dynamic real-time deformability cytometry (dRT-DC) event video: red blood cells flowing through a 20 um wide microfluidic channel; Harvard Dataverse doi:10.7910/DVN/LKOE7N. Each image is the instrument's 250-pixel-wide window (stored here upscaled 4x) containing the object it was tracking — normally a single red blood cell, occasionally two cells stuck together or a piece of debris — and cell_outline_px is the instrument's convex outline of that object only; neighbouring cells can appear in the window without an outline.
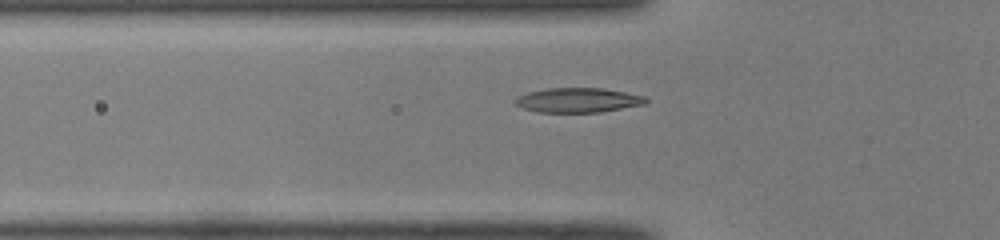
{"species": "common noctule bat (a hibernating species)", "species_latin": "Nyctalus noctula", "temperature_condition": "room temperature", "stored_images_in_passage": 36, "camera_frame_rate_fps": 3000, "um_per_image_px": 0.085, "animal": {"sex": "male", "body_mass_g": 19.0, "forearm_length_mm": 50.8}, "frame": {"image": 1, "passage_image": 9, "time_ms": 2.667, "image_size_px": [1000, 240], "cell_outline_px": [[648, 100], [644, 104], [600, 112], [540, 112], [524, 108], [516, 104], [516, 100], [520, 96], [528, 92], [548, 88], [604, 88], [644, 96]], "centroid_in_image_um": [49.16, 8.51], "position_along_channel_um": 76.6, "area_um2": 18.38}}
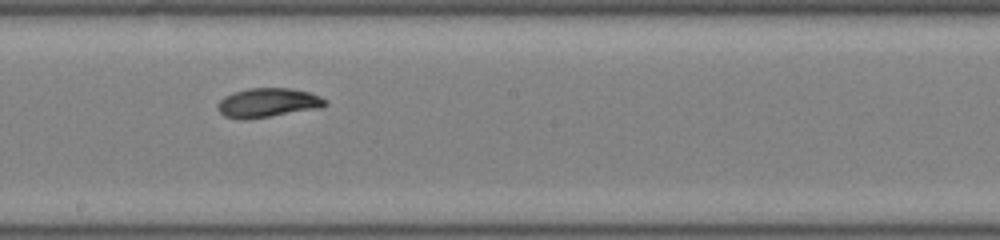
{"frame": {"image": 2, "passage_image": 20, "time_ms": 6.333, "image_size_px": [1000, 240], "cell_outline_px": [[328, 104], [320, 108], [244, 120], [224, 116], [220, 112], [216, 104], [224, 96], [232, 92], [248, 88], [292, 88], [308, 92], [320, 96], [328, 100]], "centroid_in_image_um": [22.76, 8.72], "position_along_channel_um": 225.4, "area_um2": 18.38}}
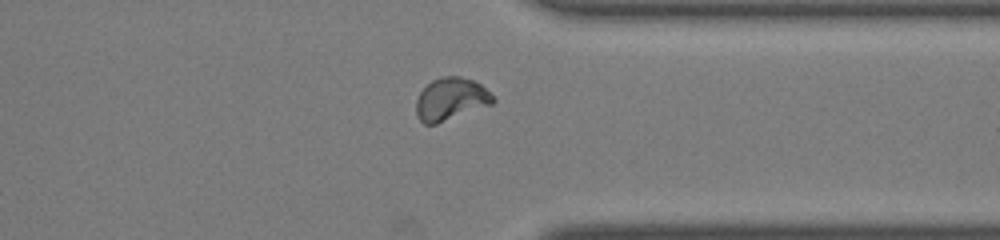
{"frame": {"image": 3, "passage_image": 31, "time_ms": 10.0, "image_size_px": [1000, 240], "cell_outline_px": [[496, 100], [492, 104], [436, 124], [424, 124], [416, 116], [416, 100], [420, 92], [432, 80], [440, 76], [460, 76], [472, 80], [480, 84]], "centroid_in_image_um": [38.29, 8.42], "position_along_channel_um": 373.1, "area_um2": 18.9}}